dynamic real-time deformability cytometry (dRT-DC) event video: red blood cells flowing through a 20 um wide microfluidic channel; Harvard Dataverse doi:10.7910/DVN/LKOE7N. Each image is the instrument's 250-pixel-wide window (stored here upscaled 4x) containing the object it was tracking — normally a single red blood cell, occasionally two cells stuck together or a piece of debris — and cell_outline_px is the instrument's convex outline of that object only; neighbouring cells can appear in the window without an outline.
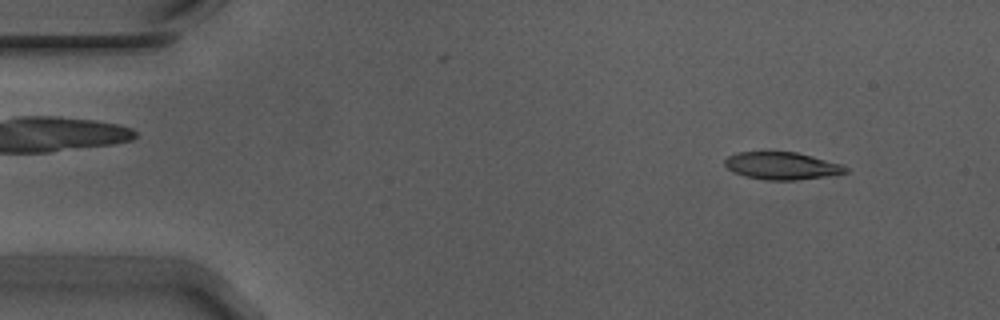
{"species": "Egyptian fruit bat (a non-hibernating species)", "species_latin": "Rousettus aegyptiacus", "temperature_condition": "warm", "stored_images_in_passage": 54, "camera_frame_rate_fps": 3000, "um_per_image_px": 0.085, "animal": {"sex": "male"}, "frame": {"image": 1, "passage_image": 5, "time_ms": 1.333, "image_size_px": [1000, 320], "cell_outline_px": [[848, 172], [824, 176], [792, 180], [764, 180], [744, 176], [732, 172], [724, 164], [724, 160], [728, 156], [736, 152], [796, 152], [812, 156], [840, 164], [848, 168]], "centroid_in_image_um": [66.39, 14.09], "position_along_channel_um": 18.6, "area_um2": 19.13}}
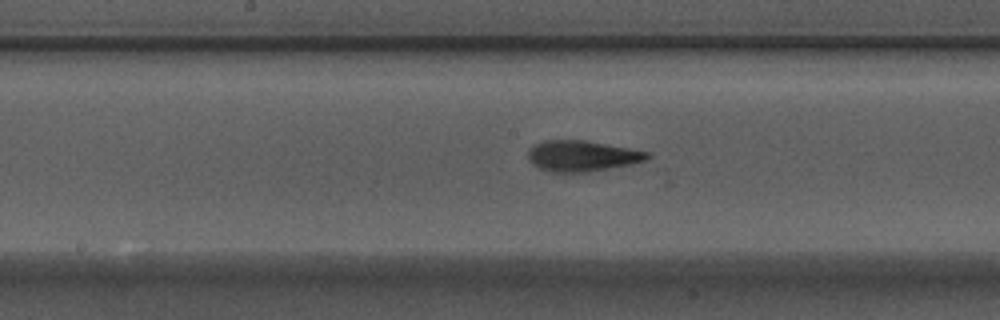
{"frame": {"image": 2, "passage_image": 27, "time_ms": 8.667, "image_size_px": [1000, 320], "cell_outline_px": [[652, 156], [648, 160], [632, 164], [588, 172], [552, 172], [540, 168], [532, 164], [528, 160], [528, 148], [544, 140], [584, 140], [628, 148], [648, 152]], "centroid_in_image_um": [49.47, 13.26], "position_along_channel_um": 198.7, "area_um2": 21.44}}
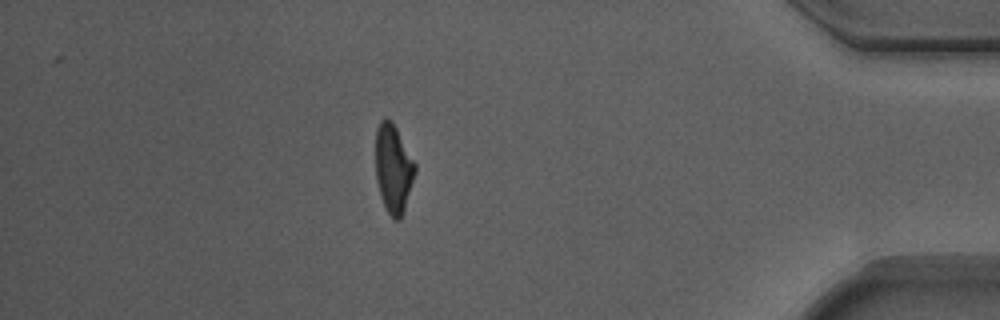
{"frame": {"image": 3, "passage_image": 47, "time_ms": 15.333, "image_size_px": [1000, 320], "cell_outline_px": [[416, 172], [400, 220], [392, 220], [380, 196], [376, 180], [376, 128], [380, 120], [392, 120], [416, 164]], "centroid_in_image_um": [33.43, 14.33], "position_along_channel_um": 401.8, "area_um2": 20.23}, "authors_computed_cell_mechanics": {"area_um2": 20.4034, "velocity_mm_per_s": 3.7327, "shape_relaxation_time_tau1_ms": 4.7847, "shape_relaxation_time_tau2_ms": 1.8947, "deformation_change_tau1": 0.2103, "deformation_change_tau2": 0.1129}}